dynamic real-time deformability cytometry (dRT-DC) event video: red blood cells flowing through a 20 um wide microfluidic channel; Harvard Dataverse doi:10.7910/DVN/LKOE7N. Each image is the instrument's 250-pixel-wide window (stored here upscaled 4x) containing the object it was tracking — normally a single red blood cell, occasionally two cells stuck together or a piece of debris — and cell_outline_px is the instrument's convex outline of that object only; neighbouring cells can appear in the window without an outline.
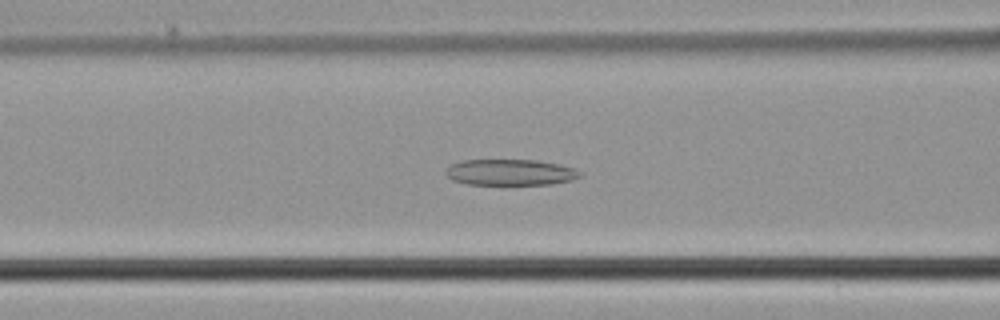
{"species": "common noctule bat (a hibernating species)", "species_latin": "Nyctalus noctula", "temperature_condition": "cold", "stored_images_in_passage": 50, "camera_frame_rate_fps": 3000, "um_per_image_px": 0.085, "animal": {"sex": "male", "body_mass_g": 21.5, "forearm_length_mm": 52.0}, "frame": {"image": 1, "passage_image": 20, "time_ms": 6.333, "image_size_px": [1000, 320], "cell_outline_px": [[584, 176], [572, 180], [552, 184], [504, 188], [468, 184], [452, 180], [444, 172], [452, 164], [464, 160], [536, 160], [560, 164], [584, 172]], "centroid_in_image_um": [43.43, 14.71], "position_along_channel_um": 123.2, "area_um2": 21.62}}
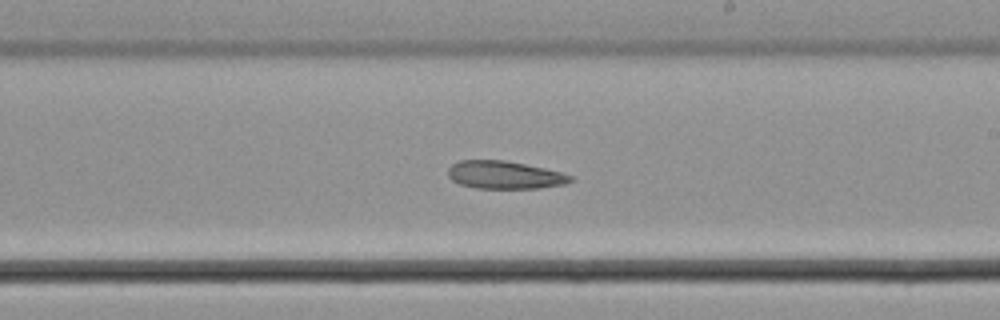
{"frame": {"image": 2, "passage_image": 29, "time_ms": 9.333, "image_size_px": [1000, 320], "cell_outline_px": [[572, 180], [564, 184], [540, 188], [476, 188], [460, 184], [452, 180], [448, 176], [448, 168], [452, 164], [460, 160], [504, 160], [544, 168], [560, 172], [572, 176]], "centroid_in_image_um": [42.86, 14.87], "position_along_channel_um": 246.1, "area_um2": 19.71}}
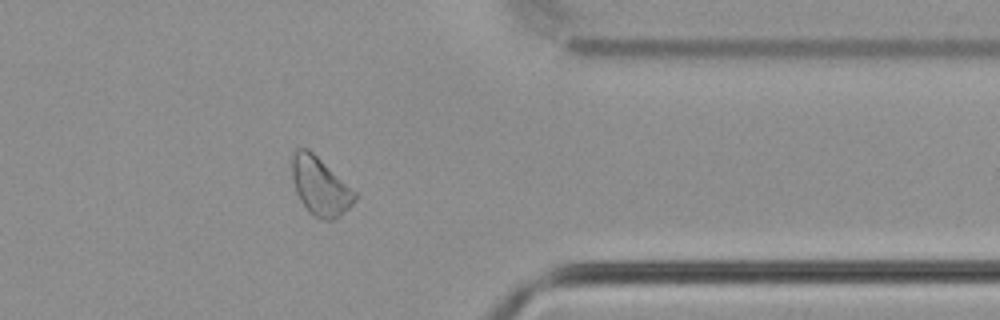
{"frame": {"image": 3, "passage_image": 40, "time_ms": 13.0, "image_size_px": [1000, 320], "cell_outline_px": [[356, 200], [340, 216], [332, 220], [324, 220], [312, 216], [308, 212], [300, 200], [296, 192], [292, 176], [292, 152], [296, 148], [308, 148], [356, 192]], "centroid_in_image_um": [27.19, 15.84], "position_along_channel_um": 384.2, "area_um2": 21.21}}